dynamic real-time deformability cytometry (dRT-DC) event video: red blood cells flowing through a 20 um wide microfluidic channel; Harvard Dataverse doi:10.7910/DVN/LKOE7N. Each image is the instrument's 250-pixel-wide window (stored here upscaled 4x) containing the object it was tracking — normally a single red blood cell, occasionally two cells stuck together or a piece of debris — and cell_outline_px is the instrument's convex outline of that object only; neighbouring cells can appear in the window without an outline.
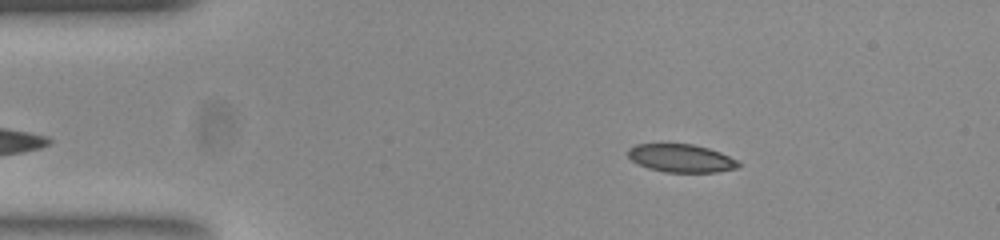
{"species": "common noctule bat (a hibernating species)", "species_latin": "Nyctalus noctula", "temperature_condition": "room temperature", "stored_images_in_passage": 48, "camera_frame_rate_fps": 3000, "um_per_image_px": 0.085, "animal": {"sex": "female", "body_mass_g": 23.0, "forearm_length_mm": 53.4}, "frame": {"image": 1, "passage_image": 4, "time_ms": 1.0, "image_size_px": [1000, 240], "cell_outline_px": [[740, 164], [736, 168], [716, 172], [664, 172], [648, 168], [632, 160], [628, 156], [628, 148], [636, 144], [692, 144], [708, 148], [720, 152], [736, 160]], "centroid_in_image_um": [57.87, 13.45], "position_along_channel_um": 27.1, "area_um2": 17.86}}
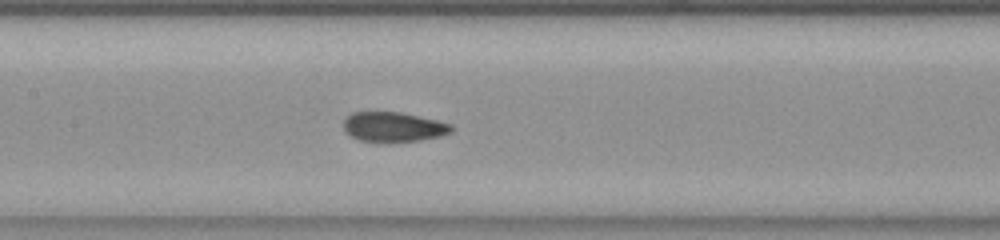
{"frame": {"image": 2, "passage_image": 20, "time_ms": 6.333, "image_size_px": [1000, 240], "cell_outline_px": [[452, 132], [440, 136], [416, 140], [360, 140], [352, 136], [344, 128], [344, 120], [352, 112], [400, 112], [436, 120], [452, 124]], "centroid_in_image_um": [33.46, 10.75], "position_along_channel_um": 173.9, "area_um2": 17.98}}
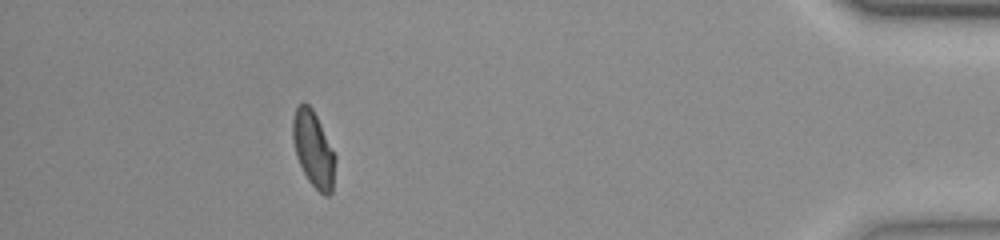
{"frame": {"image": 3, "passage_image": 43, "time_ms": 14.0, "image_size_px": [1000, 240], "cell_outline_px": [[336, 160], [332, 192], [328, 196], [324, 196], [308, 180], [296, 156], [292, 140], [292, 120], [296, 108], [304, 100], [312, 108], [336, 156]], "centroid_in_image_um": [26.63, 12.68], "position_along_channel_um": 408.6, "area_um2": 18.73}, "authors_computed_cell_mechanics": {"area_um2": 18.8139, "velocity_mm_per_s": 3.8378, "shape_relaxation_time_tau1_ms": 5.8542, "shape_relaxation_time_tau2_ms": 1.2373, "deformation_change_tau1": 0.1567, "deformation_change_tau2": 0.0673}}